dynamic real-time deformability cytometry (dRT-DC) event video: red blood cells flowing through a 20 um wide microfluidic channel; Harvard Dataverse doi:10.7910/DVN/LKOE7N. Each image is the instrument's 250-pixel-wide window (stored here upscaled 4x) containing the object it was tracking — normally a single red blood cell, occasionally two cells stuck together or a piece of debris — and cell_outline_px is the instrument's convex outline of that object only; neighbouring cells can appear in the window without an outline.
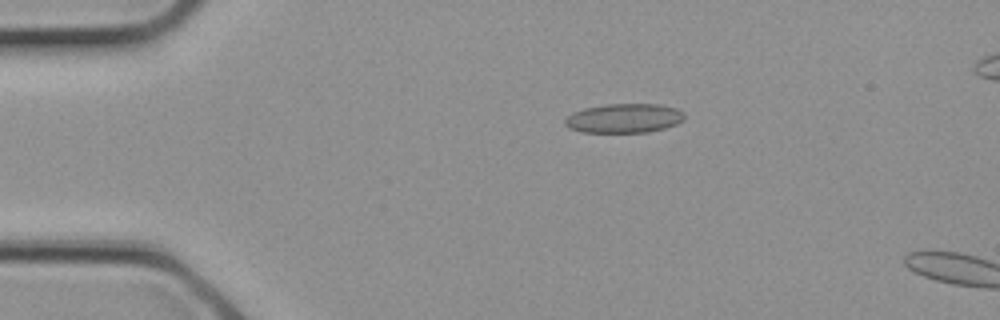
{"species": "common noctule bat (a hibernating species)", "species_latin": "Nyctalus noctula", "temperature_condition": "cold", "stored_images_in_passage": 2, "camera_frame_rate_fps": 3000, "um_per_image_px": 0.085, "animal": {"sex": "female", "body_mass_g": 21.9}, "frame": {"image": 1, "passage_image": 2, "time_ms": 0.333, "image_size_px": [1000, 320], "cell_outline_px": [[684, 120], [676, 124], [664, 128], [648, 132], [580, 132], [568, 128], [564, 124], [564, 120], [572, 112], [584, 108], [608, 104], [660, 104], [676, 108], [684, 112]], "centroid_in_image_um": [53.03, 10.05], "position_along_channel_um": 32.0, "area_um2": 20.46}}